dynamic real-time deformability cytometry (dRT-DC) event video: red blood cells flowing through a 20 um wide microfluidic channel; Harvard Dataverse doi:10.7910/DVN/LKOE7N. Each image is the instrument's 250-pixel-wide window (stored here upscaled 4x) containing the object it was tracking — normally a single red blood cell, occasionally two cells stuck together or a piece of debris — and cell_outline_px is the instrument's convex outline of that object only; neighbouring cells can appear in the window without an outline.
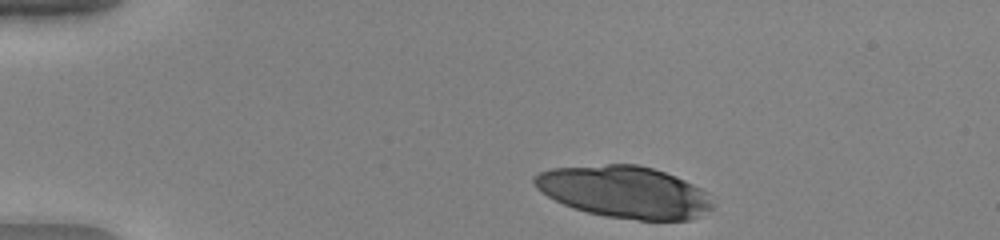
{"species": "human", "species_latin": "Homo sapiens", "temperature_condition": "warm", "stored_images_in_passage": 37, "camera_frame_rate_fps": 3000, "um_per_image_px": 0.085, "donor": {"sex": "female"}, "frame": {"image": 1, "passage_image": 1, "time_ms": 0.0, "image_size_px": [1000, 240], "cell_outline_px": [[716, 204], [712, 208], [688, 220], [640, 220], [604, 216], [572, 208], [548, 196], [536, 188], [532, 184], [532, 176], [540, 172], [552, 168], [608, 164], [636, 164], [652, 168], [676, 176], [700, 188]], "centroid_in_image_um": [53.04, 16.31], "position_along_channel_um": 32.0, "area_um2": 53.75}}